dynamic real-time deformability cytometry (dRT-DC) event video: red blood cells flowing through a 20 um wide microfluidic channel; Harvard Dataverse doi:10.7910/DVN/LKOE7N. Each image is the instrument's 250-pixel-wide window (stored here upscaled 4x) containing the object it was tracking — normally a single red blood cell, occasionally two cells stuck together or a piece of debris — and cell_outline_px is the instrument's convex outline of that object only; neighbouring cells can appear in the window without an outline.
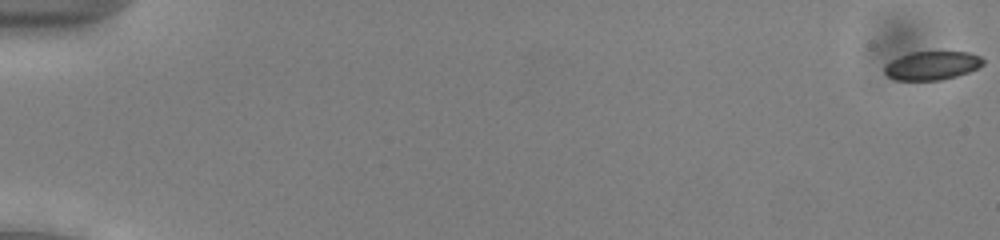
{"species": "common noctule bat (a hibernating species)", "species_latin": "Nyctalus noctula", "temperature_condition": "cold", "stored_images_in_passage": 11, "camera_frame_rate_fps": 3000, "um_per_image_px": 0.085, "animal": {"sex": "male", "body_mass_g": 13.0, "forearm_length_mm": 53.1}, "frame": {"image": 1, "passage_image": 1, "time_ms": 0.0, "image_size_px": [1000, 240], "cell_outline_px": [[984, 64], [968, 72], [956, 76], [940, 80], [896, 80], [888, 76], [884, 72], [884, 64], [900, 56], [912, 52], [968, 52], [980, 56], [984, 60]], "centroid_in_image_um": [79.21, 5.57], "position_along_channel_um": 5.8, "area_um2": 16.36}}